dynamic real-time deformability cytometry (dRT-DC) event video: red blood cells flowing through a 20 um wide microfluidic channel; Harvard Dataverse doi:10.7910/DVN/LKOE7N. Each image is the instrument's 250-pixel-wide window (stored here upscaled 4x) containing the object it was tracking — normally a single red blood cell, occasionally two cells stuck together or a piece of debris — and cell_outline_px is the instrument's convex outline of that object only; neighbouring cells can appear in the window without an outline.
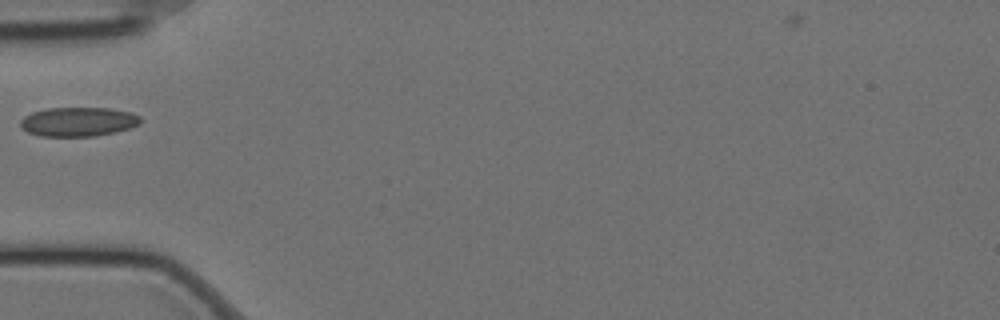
{"species": "Egyptian fruit bat (a non-hibernating species)", "species_latin": "Rousettus aegyptiacus", "temperature_condition": "cold", "stored_images_in_passage": 3, "camera_frame_rate_fps": 3000, "um_per_image_px": 0.085, "animal": {"sex": "female"}, "frame": {"image": 1, "passage_image": 1, "time_ms": 0.0, "image_size_px": [1000, 320], "cell_outline_px": [[140, 124], [128, 128], [112, 132], [92, 136], [40, 136], [28, 132], [20, 128], [20, 120], [24, 116], [32, 112], [48, 108], [108, 108], [132, 112], [140, 116]], "centroid_in_image_um": [6.61, 10.34], "position_along_channel_um": 78.4, "area_um2": 20.35}}